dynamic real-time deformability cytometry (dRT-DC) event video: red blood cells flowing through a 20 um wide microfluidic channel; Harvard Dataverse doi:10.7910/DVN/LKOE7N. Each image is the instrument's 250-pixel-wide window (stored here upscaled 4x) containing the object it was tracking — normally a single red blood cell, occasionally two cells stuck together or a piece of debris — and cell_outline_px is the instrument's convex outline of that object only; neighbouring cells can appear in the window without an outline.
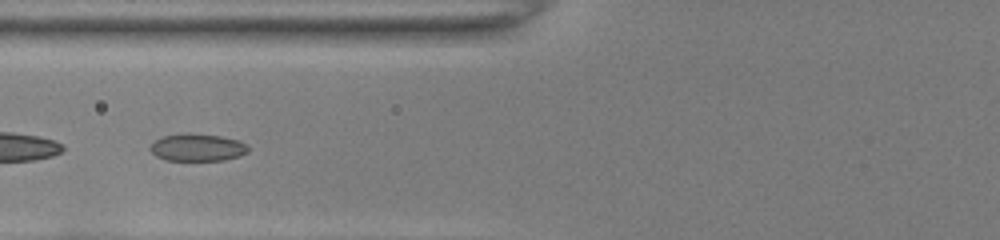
{"species": "common noctule bat (a hibernating species)", "species_latin": "Nyctalus noctula", "temperature_condition": "room temperature", "stored_images_in_passage": 53, "segment_of_instrument_passage": [2, 2], "camera_frame_rate_fps": 3000, "um_per_image_px": 0.085, "animal": {"sex": "female", "body_mass_g": 22.0, "forearm_length_mm": 56.7}, "frame": {"image": 1, "passage_image": 25, "time_ms": 8.0, "image_size_px": [1000, 240], "cell_outline_px": [[248, 152], [240, 156], [224, 160], [168, 160], [156, 156], [148, 148], [156, 140], [164, 136], [180, 132], [188, 132], [220, 136], [236, 140], [248, 144]], "centroid_in_image_um": [16.78, 12.52], "position_along_channel_um": 109.0, "area_um2": 15.72}}
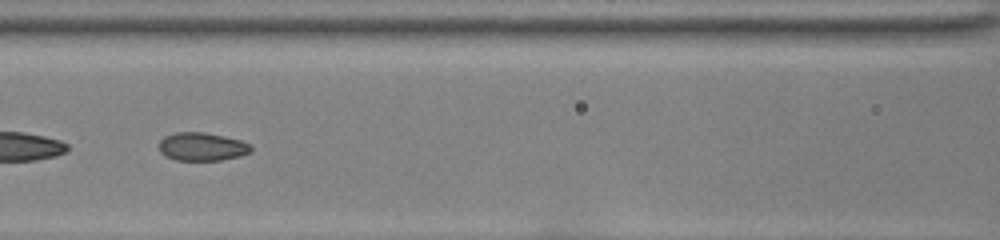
{"frame": {"image": 2, "passage_image": 28, "time_ms": 9.0, "image_size_px": [1000, 240], "cell_outline_px": [[252, 152], [240, 156], [220, 160], [176, 160], [164, 156], [160, 152], [160, 140], [164, 136], [176, 132], [204, 132], [224, 136], [240, 140], [248, 144], [252, 148]], "centroid_in_image_um": [17.16, 12.47], "position_along_channel_um": 149.4, "area_um2": 15.14}}
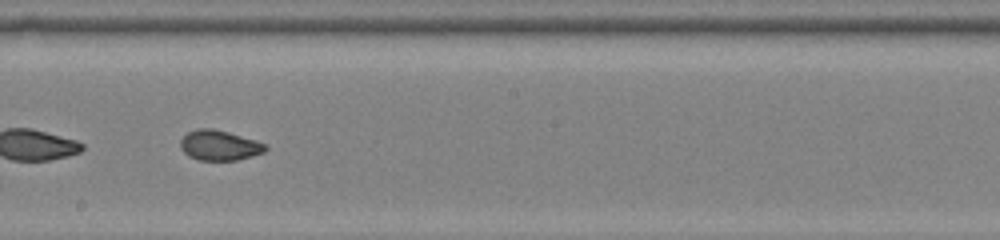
{"frame": {"image": 3, "passage_image": 34, "time_ms": 11.0, "image_size_px": [1000, 240], "cell_outline_px": [[268, 148], [264, 152], [252, 156], [236, 160], [200, 160], [188, 156], [180, 148], [180, 140], [188, 132], [196, 128], [212, 128], [228, 132], [256, 140], [264, 144]], "centroid_in_image_um": [18.63, 12.35], "position_along_channel_um": 229.6, "area_um2": 14.91}}